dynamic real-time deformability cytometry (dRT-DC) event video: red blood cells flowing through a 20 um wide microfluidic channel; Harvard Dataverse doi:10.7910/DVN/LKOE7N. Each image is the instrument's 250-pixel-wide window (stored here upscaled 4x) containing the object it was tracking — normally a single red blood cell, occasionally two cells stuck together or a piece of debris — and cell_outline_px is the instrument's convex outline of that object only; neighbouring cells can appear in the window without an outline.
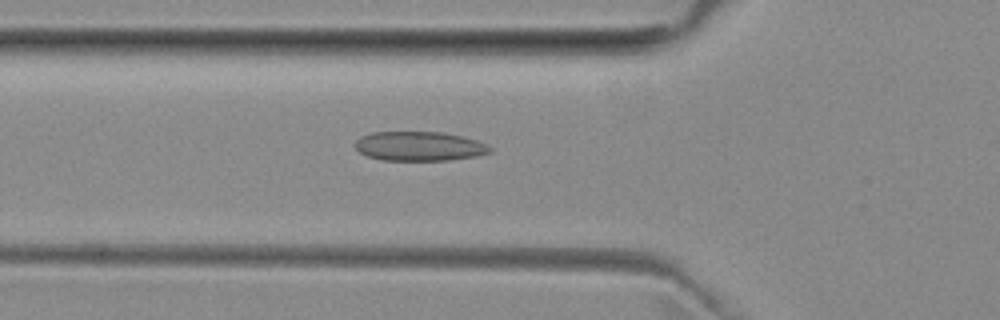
{"species": "common noctule bat (a hibernating species)", "species_latin": "Nyctalus noctula", "temperature_condition": "room temperature", "stored_images_in_passage": 45, "camera_frame_rate_fps": 3000, "um_per_image_px": 0.085, "animal": {"sex": "female", "body_mass_g": 29.2, "forearm_length_mm": 56.3}, "frame": {"image": 1, "passage_image": 18, "time_ms": 5.667, "image_size_px": [1000, 320], "cell_outline_px": [[492, 152], [476, 156], [448, 160], [380, 160], [368, 156], [360, 152], [352, 144], [360, 136], [372, 132], [444, 132], [476, 140], [492, 148]], "centroid_in_image_um": [35.6, 12.42], "position_along_channel_um": 90.2, "area_um2": 23.06}}
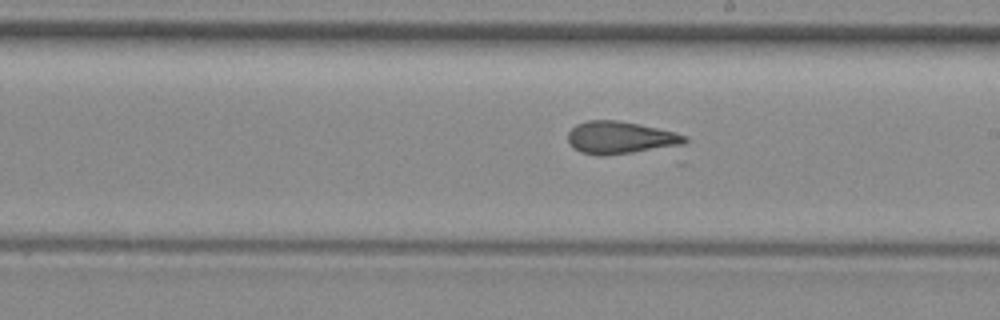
{"frame": {"image": 2, "passage_image": 29, "time_ms": 9.333, "image_size_px": [1000, 320], "cell_outline_px": [[688, 140], [684, 144], [676, 148], [604, 156], [596, 156], [580, 152], [572, 148], [568, 144], [568, 132], [576, 124], [588, 120], [616, 120], [640, 124], [676, 132], [688, 136]], "centroid_in_image_um": [52.79, 11.73], "position_along_channel_um": 236.2, "area_um2": 23.0}}
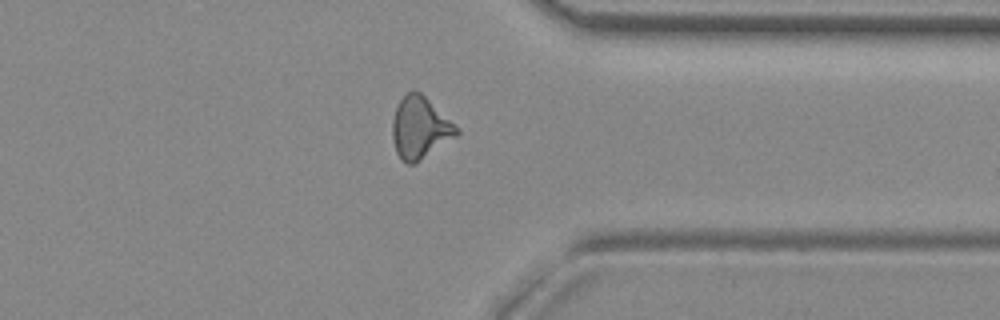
{"frame": {"image": 3, "passage_image": 40, "time_ms": 13.0, "image_size_px": [1000, 320], "cell_outline_px": [[460, 132], [456, 136], [416, 164], [408, 164], [400, 160], [396, 152], [392, 136], [392, 120], [396, 108], [400, 100], [408, 92], [416, 88]], "centroid_in_image_um": [35.64, 10.9], "position_along_channel_um": 375.8, "area_um2": 22.72}}